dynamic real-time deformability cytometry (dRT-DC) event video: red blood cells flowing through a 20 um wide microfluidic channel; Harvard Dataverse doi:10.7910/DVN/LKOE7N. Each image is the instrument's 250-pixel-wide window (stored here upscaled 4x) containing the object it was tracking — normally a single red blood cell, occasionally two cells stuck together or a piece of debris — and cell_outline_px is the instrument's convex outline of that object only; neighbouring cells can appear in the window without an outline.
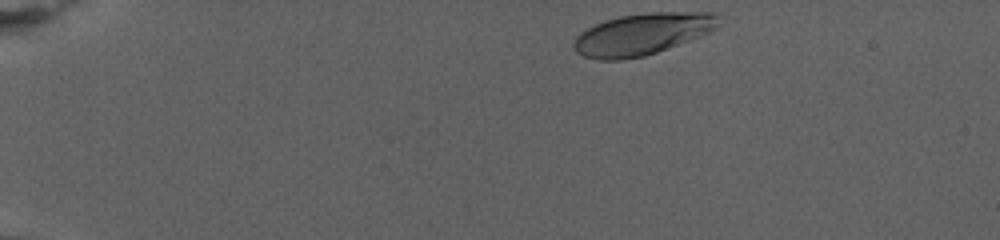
{"species": "human", "species_latin": "Homo sapiens", "temperature_condition": "warm", "stored_images_in_passage": 57, "camera_frame_rate_fps": 3000, "um_per_image_px": 0.085, "donor": {"sex": "female"}, "frame": {"image": 1, "passage_image": 1, "time_ms": 0.0, "image_size_px": [1000, 240], "cell_outline_px": [[716, 28], [700, 36], [656, 52], [644, 56], [620, 60], [600, 60], [584, 56], [576, 52], [572, 48], [572, 44], [576, 36], [580, 32], [604, 20], [620, 16], [648, 12], [716, 12]], "centroid_in_image_um": [54.53, 2.9], "position_along_channel_um": 30.5, "area_um2": 34.91}}
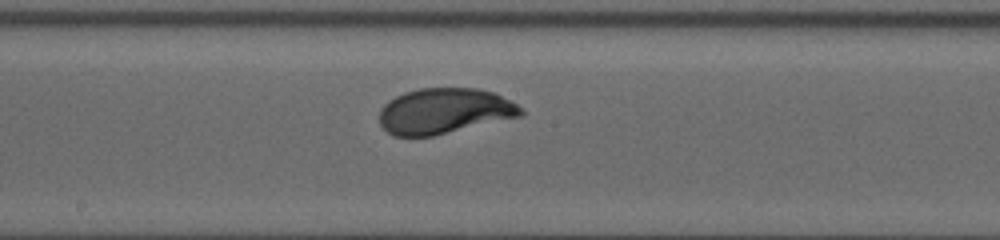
{"frame": {"image": 2, "passage_image": 32, "time_ms": 10.333, "image_size_px": [1000, 240], "cell_outline_px": [[524, 112], [520, 116], [432, 136], [392, 136], [380, 124], [380, 108], [388, 100], [404, 92], [420, 88], [476, 88], [492, 92], [524, 108]], "centroid_in_image_um": [37.73, 9.43], "position_along_channel_um": 210.5, "area_um2": 37.34}}
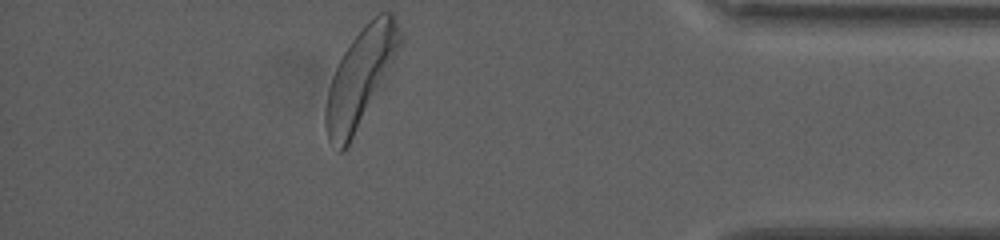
{"frame": {"image": 3, "passage_image": 57, "time_ms": 18.667, "image_size_px": [1000, 240], "cell_outline_px": [[404, 40], [388, 80], [384, 88], [344, 152], [340, 152], [328, 140], [324, 124], [324, 108], [328, 88], [332, 76], [344, 52], [352, 40], [364, 24], [380, 12], [392, 12], [404, 36]], "centroid_in_image_um": [30.69, 6.61], "position_along_channel_um": 404.5, "area_um2": 43.52}, "authors_computed_cell_mechanics": {"area_um2": 37.3388, "velocity_mm_per_s": 2.6885, "shape_relaxation_time_tau1_ms": 2.8666, "shape_relaxation_time_tau2_ms": null, "deformation_change_tau1": 0.1537, "deformation_change_tau2": null}}